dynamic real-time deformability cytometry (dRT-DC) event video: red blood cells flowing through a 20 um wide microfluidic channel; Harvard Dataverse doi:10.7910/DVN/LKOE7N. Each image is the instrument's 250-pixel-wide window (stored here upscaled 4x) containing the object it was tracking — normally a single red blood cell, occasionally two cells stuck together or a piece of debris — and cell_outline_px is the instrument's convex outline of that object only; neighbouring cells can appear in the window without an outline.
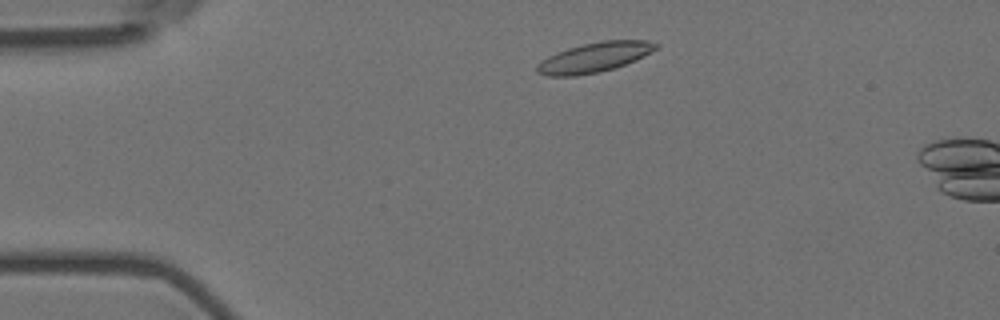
{"species": "Egyptian fruit bat (a non-hibernating species)", "species_latin": "Rousettus aegyptiacus", "temperature_condition": "room temperature", "stored_images_in_passage": 49, "camera_frame_rate_fps": 3000, "um_per_image_px": 0.085, "animal": {"sex": "female"}, "frame": {"image": 1, "passage_image": 5, "time_ms": 1.333, "image_size_px": [1000, 320], "cell_outline_px": [[660, 44], [656, 48], [644, 56], [636, 60], [600, 72], [576, 76], [548, 76], [536, 72], [536, 64], [540, 60], [556, 52], [580, 44], [604, 40], [648, 40]], "centroid_in_image_um": [50.48, 4.87], "position_along_channel_um": 34.5, "area_um2": 20.75}}
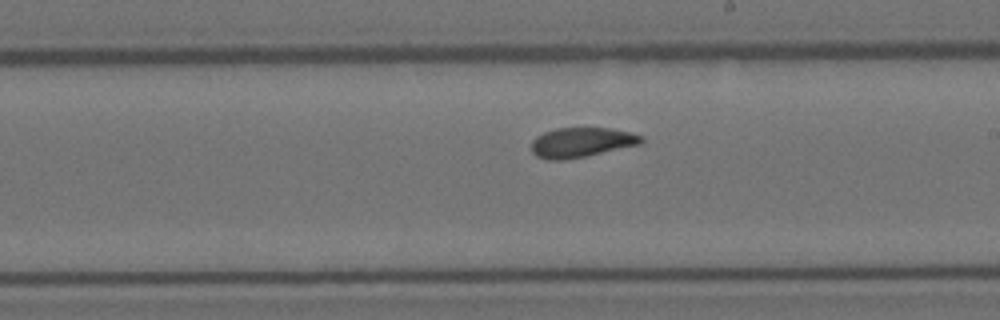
{"frame": {"image": 2, "passage_image": 26, "time_ms": 8.333, "image_size_px": [1000, 320], "cell_outline_px": [[644, 140], [640, 144], [584, 156], [564, 160], [548, 160], [536, 156], [532, 152], [532, 140], [536, 136], [544, 132], [556, 128], [608, 128], [628, 132], [644, 136]], "centroid_in_image_um": [49.39, 12.1], "position_along_channel_um": 239.6, "area_um2": 18.9}}
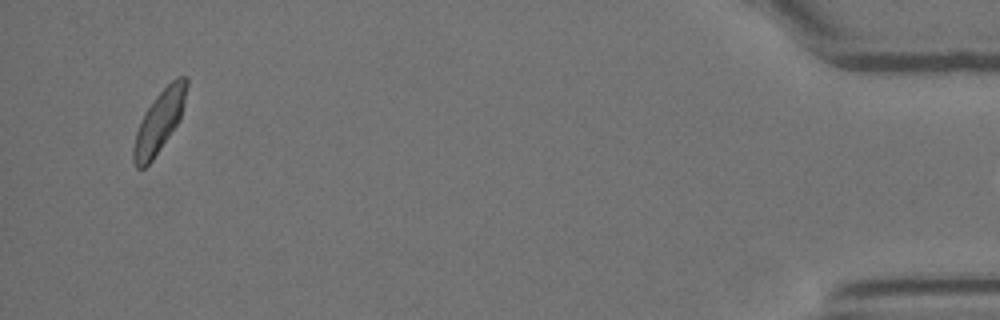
{"frame": {"image": 3, "passage_image": 48, "time_ms": 15.667, "image_size_px": [1000, 320], "cell_outline_px": [[188, 84], [180, 120], [152, 160], [144, 168], [136, 168], [132, 160], [132, 148], [136, 132], [144, 112], [156, 96], [176, 76], [188, 76]], "centroid_in_image_um": [13.53, 10.33], "position_along_channel_um": 421.7, "area_um2": 19.02}}